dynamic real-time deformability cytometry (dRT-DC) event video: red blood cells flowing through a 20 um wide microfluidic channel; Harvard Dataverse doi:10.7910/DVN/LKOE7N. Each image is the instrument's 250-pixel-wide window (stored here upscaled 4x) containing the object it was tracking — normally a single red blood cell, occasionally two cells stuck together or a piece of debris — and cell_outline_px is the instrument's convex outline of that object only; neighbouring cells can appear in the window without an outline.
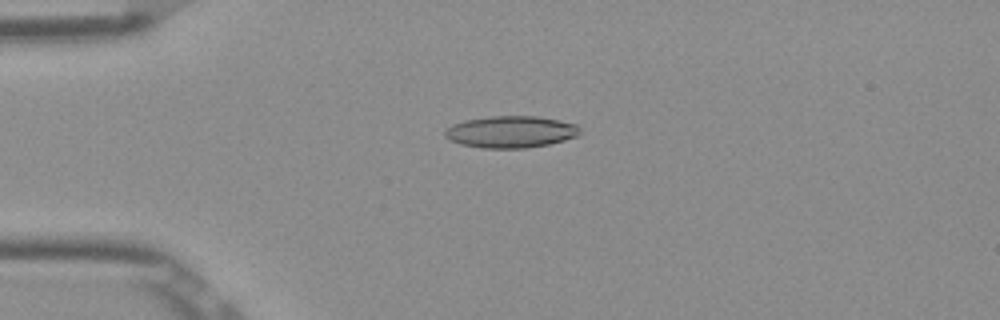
{"species": "Egyptian fruit bat (a non-hibernating species)", "species_latin": "Rousettus aegyptiacus", "temperature_condition": "room temperature", "stored_images_in_passage": 45, "camera_frame_rate_fps": 3000, "um_per_image_px": 0.085, "frame": {"image": 1, "passage_image": 6, "time_ms": 1.667, "image_size_px": [1000, 320], "cell_outline_px": [[580, 132], [576, 136], [564, 140], [548, 144], [524, 148], [480, 148], [460, 144], [444, 136], [444, 132], [452, 124], [464, 120], [488, 116], [536, 116], [576, 124], [580, 128]], "centroid_in_image_um": [43.39, 11.2], "position_along_channel_um": 41.6, "area_um2": 24.91}}
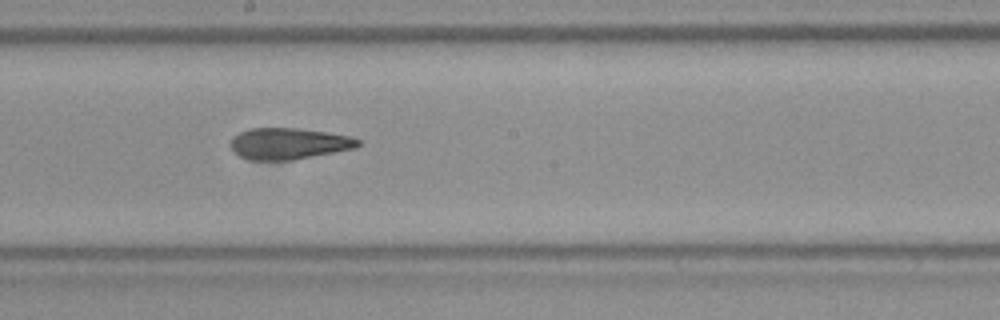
{"frame": {"image": 2, "passage_image": 22, "time_ms": 7.0, "image_size_px": [1000, 320], "cell_outline_px": [[360, 144], [356, 148], [292, 160], [248, 160], [232, 152], [228, 144], [232, 136], [248, 128], [296, 128], [352, 136], [360, 140]], "centroid_in_image_um": [24.48, 12.21], "position_along_channel_um": 223.7, "area_um2": 23.52}}
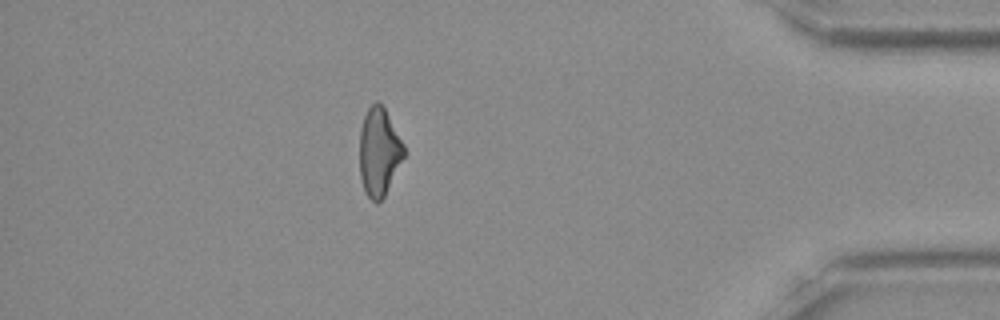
{"frame": {"image": 3, "passage_image": 39, "time_ms": 12.667, "image_size_px": [1000, 320], "cell_outline_px": [[404, 156], [384, 196], [376, 204], [364, 192], [360, 176], [360, 128], [364, 116], [368, 108], [376, 100], [384, 108], [404, 144]], "centroid_in_image_um": [32.2, 12.92], "position_along_channel_um": 403.0, "area_um2": 22.48}, "authors_computed_cell_mechanics": {"area_um2": 23.8136, "velocity_mm_per_s": 3.9048, "shape_relaxation_time_tau1_ms": null, "shape_relaxation_time_tau2_ms": 4.4183, "deformation_change_tau1": null, "deformation_change_tau2": 0.1568}}